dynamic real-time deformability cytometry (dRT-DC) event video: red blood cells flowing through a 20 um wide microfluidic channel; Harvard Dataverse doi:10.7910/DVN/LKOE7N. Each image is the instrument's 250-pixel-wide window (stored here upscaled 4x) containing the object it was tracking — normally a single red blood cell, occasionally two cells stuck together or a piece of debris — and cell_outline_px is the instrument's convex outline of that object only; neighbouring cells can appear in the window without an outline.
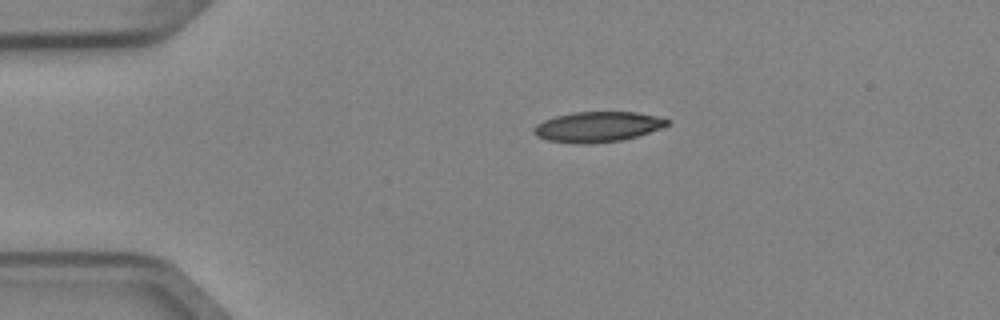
{"species": "Egyptian fruit bat (a non-hibernating species)", "species_latin": "Rousettus aegyptiacus", "temperature_condition": "cold", "stored_images_in_passage": 2, "camera_frame_rate_fps": 3000, "um_per_image_px": 0.085, "animal": {"sex": "female"}, "frame": {"image": 1, "passage_image": 1, "time_ms": 0.0, "image_size_px": [1000, 320], "cell_outline_px": [[672, 124], [664, 128], [636, 136], [620, 140], [588, 144], [576, 144], [548, 140], [536, 136], [532, 132], [532, 128], [536, 124], [544, 120], [556, 116], [572, 112], [636, 112], [656, 116], [672, 120]], "centroid_in_image_um": [50.82, 10.78], "position_along_channel_um": 34.2, "area_um2": 23.81}}
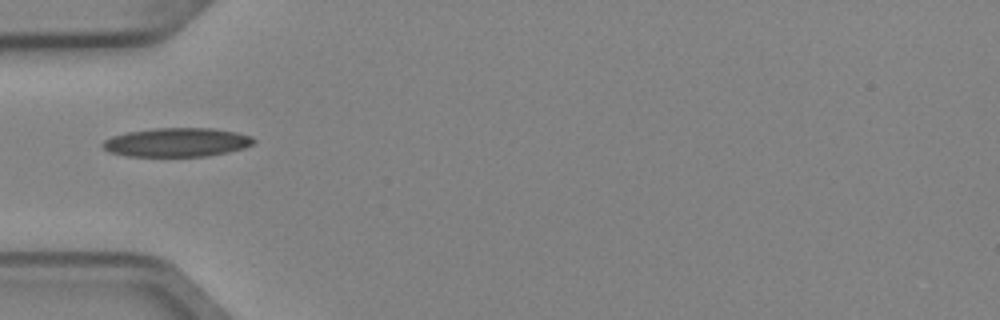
{"frame": {"image": 2, "passage_image": 2, "time_ms": 0.333, "image_size_px": [1000, 320], "cell_outline_px": [[256, 140], [252, 144], [244, 148], [228, 152], [204, 156], [128, 156], [108, 152], [100, 144], [104, 140], [112, 136], [128, 132], [156, 128], [212, 128], [236, 132], [252, 136]], "centroid_in_image_um": [15.03, 12.09], "position_along_channel_um": 70.0, "area_um2": 25.37}}